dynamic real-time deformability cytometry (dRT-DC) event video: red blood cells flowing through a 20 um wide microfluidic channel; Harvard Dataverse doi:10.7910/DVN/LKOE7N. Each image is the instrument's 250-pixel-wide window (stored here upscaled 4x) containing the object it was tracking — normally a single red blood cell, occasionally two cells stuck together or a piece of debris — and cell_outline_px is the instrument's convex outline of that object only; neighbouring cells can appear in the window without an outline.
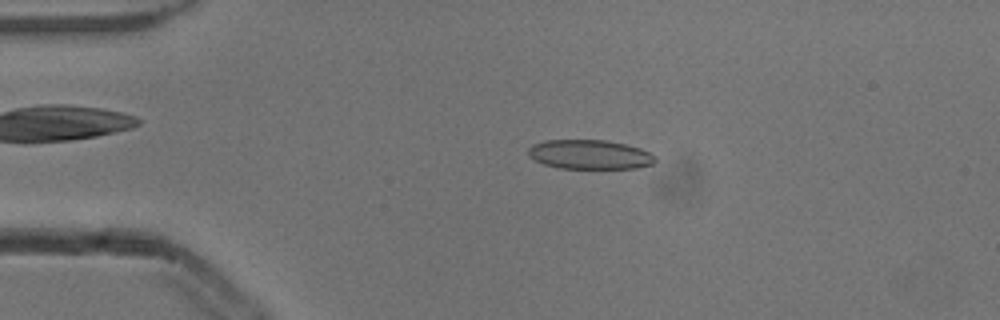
{"species": "common noctule bat (a hibernating species)", "species_latin": "Nyctalus noctula", "temperature_condition": "cold", "stored_images_in_passage": 51, "camera_frame_rate_fps": 3000, "um_per_image_px": 0.085, "animal": {"sex": "male", "body_mass_g": 13.3}, "frame": {"image": 1, "passage_image": 10, "time_ms": 3.0, "image_size_px": [1000, 320], "cell_outline_px": [[656, 160], [652, 164], [636, 168], [560, 168], [544, 164], [528, 156], [528, 148], [532, 144], [544, 140], [608, 140], [640, 148], [656, 156]], "centroid_in_image_um": [50.11, 13.12], "position_along_channel_um": 34.9, "area_um2": 21.68}}
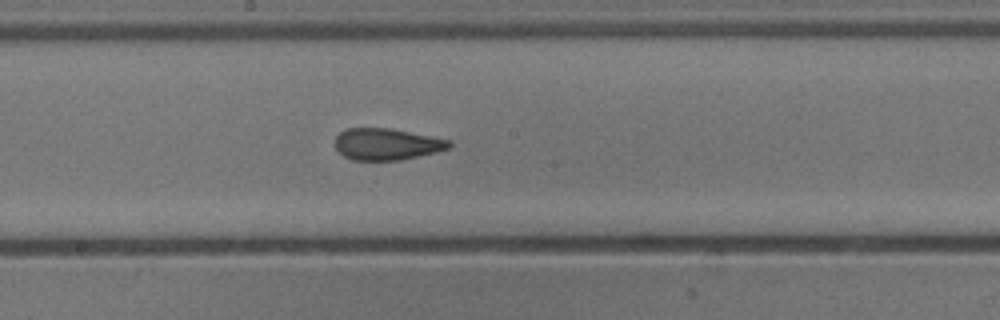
{"frame": {"image": 2, "passage_image": 27, "time_ms": 8.667, "image_size_px": [1000, 320], "cell_outline_px": [[452, 144], [448, 148], [436, 152], [400, 160], [352, 160], [344, 156], [336, 148], [336, 136], [340, 132], [348, 128], [392, 128], [452, 140]], "centroid_in_image_um": [32.89, 12.24], "position_along_channel_um": 215.3, "area_um2": 21.04}}
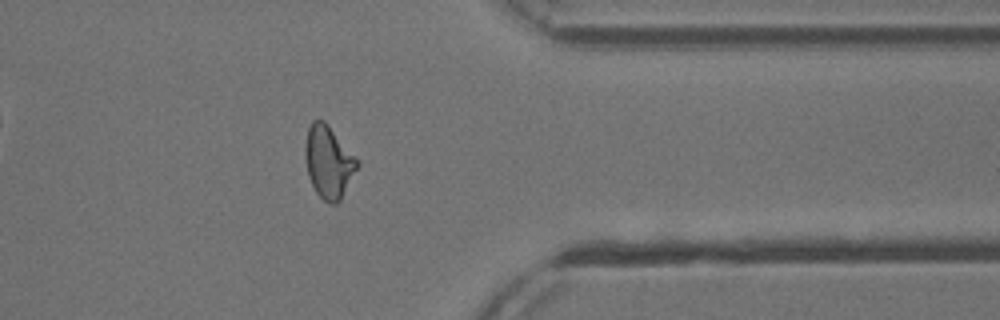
{"frame": {"image": 3, "passage_image": 41, "time_ms": 13.333, "image_size_px": [1000, 320], "cell_outline_px": [[360, 164], [340, 200], [336, 204], [332, 204], [324, 200], [316, 192], [308, 176], [304, 156], [304, 148], [308, 128], [312, 120], [324, 120], [328, 124], [360, 160]], "centroid_in_image_um": [27.94, 13.74], "position_along_channel_um": 383.5, "area_um2": 22.14}, "authors_computed_cell_mechanics": {"area_um2": 21.8484, "velocity_mm_per_s": 3.8661, "shape_relaxation_time_tau1_ms": null, "shape_relaxation_time_tau2_ms": 2.4518, "deformation_change_tau1": null, "deformation_change_tau2": 0.1047}}